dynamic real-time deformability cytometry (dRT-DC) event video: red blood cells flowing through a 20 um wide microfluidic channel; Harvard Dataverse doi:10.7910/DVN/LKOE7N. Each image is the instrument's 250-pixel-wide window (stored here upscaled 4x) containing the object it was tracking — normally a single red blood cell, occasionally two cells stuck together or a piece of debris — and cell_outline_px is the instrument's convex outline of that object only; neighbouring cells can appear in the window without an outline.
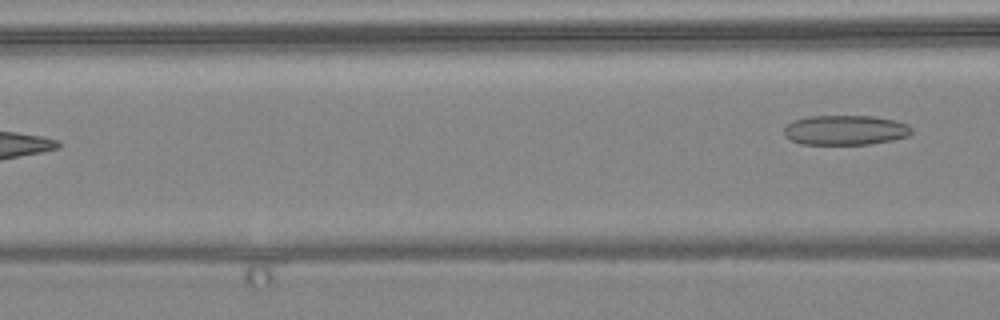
{"species": "common noctule bat (a hibernating species)", "species_latin": "Nyctalus noctula", "temperature_condition": "warm", "stored_images_in_passage": 7, "camera_frame_rate_fps": 3000, "um_per_image_px": 0.085, "animal": {"sex": "female", "body_mass_g": 24.6, "forearm_length_mm": 56.2}, "frame": {"image": 1, "passage_image": 7, "time_ms": 7.0, "image_size_px": [1000, 320], "cell_outline_px": [[912, 132], [908, 136], [892, 140], [868, 144], [800, 144], [784, 136], [784, 128], [792, 120], [808, 116], [872, 116], [896, 120], [908, 124], [912, 128]], "centroid_in_image_um": [71.85, 11.05], "position_along_channel_um": 94.8, "area_um2": 22.25}}